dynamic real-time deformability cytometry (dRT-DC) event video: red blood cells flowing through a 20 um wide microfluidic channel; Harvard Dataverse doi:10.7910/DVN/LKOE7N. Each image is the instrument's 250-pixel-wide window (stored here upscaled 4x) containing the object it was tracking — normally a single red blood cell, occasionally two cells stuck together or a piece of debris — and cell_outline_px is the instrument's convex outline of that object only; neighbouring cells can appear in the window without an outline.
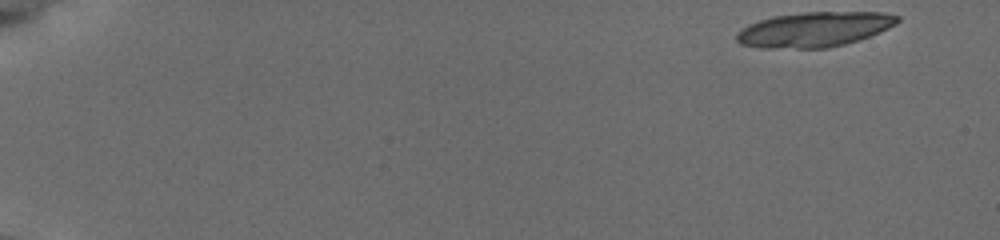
{"species": "common noctule bat (a hibernating species)", "species_latin": "Nyctalus noctula", "temperature_condition": "cold", "stored_images_in_passage": 21, "camera_frame_rate_fps": 3000, "um_per_image_px": 0.085, "animal": {"sex": "female", "body_mass_g": 19.5, "forearm_length_mm": 54.1}, "frame": {"image": 1, "passage_image": 1, "time_ms": 0.0, "image_size_px": [1000, 240], "cell_outline_px": [[900, 20], [896, 24], [888, 28], [868, 36], [844, 44], [828, 48], [760, 48], [740, 44], [736, 40], [736, 32], [748, 24], [760, 20], [776, 16], [804, 12], [884, 12], [900, 16]], "centroid_in_image_um": [69.2, 2.5], "position_along_channel_um": 15.8, "area_um2": 32.66}}